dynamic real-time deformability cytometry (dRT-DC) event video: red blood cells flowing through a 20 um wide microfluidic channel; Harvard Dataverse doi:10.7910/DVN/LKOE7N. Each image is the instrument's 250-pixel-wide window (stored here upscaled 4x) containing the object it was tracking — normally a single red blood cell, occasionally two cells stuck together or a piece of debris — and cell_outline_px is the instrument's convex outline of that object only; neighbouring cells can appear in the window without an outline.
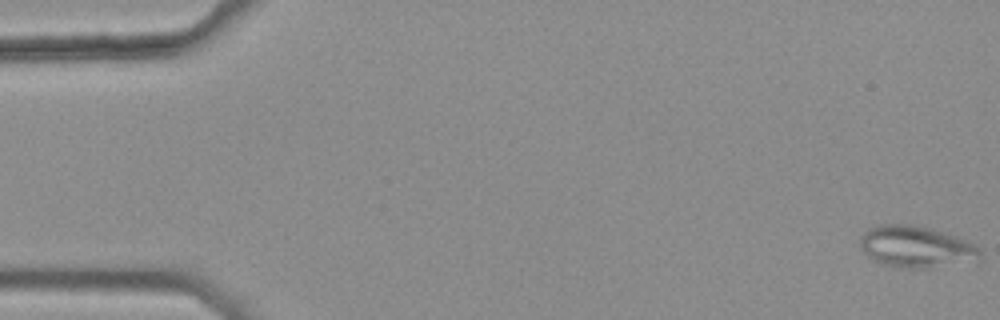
{"species": "common noctule bat (a hibernating species)", "species_latin": "Nyctalus noctula", "temperature_condition": "warm", "stored_images_in_passage": 13, "camera_frame_rate_fps": 3000, "um_per_image_px": 0.085, "animal": {"sex": "female", "body_mass_g": 25.1}, "frame": {"image": 1, "passage_image": 1, "time_ms": 0.0, "image_size_px": [1000, 320], "cell_outline_px": [[980, 260], [928, 268], [908, 268], [888, 264], [872, 260], [860, 248], [860, 236], [868, 228], [880, 224], [908, 224], [932, 228], [968, 240], [976, 244], [980, 248]], "centroid_in_image_um": [77.89, 20.96], "position_along_channel_um": 7.1, "area_um2": 29.19}}